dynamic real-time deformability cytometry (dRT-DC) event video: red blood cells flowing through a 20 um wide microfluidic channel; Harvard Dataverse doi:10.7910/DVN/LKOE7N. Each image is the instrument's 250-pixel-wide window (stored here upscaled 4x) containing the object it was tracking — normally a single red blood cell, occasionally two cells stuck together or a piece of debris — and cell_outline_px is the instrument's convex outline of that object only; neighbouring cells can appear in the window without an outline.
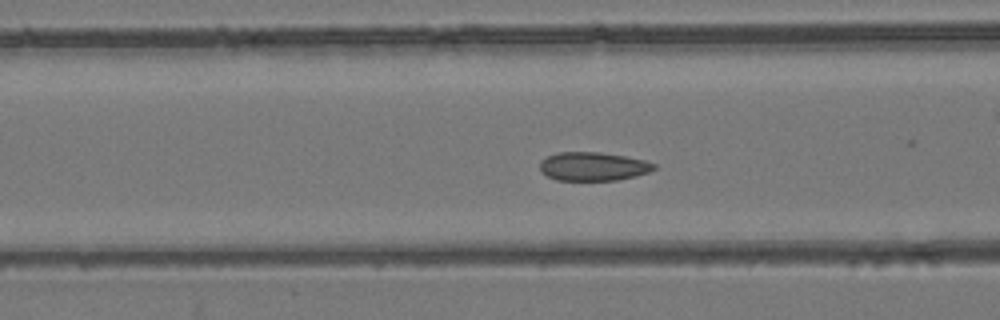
{"species": "common noctule bat (a hibernating species)", "species_latin": "Nyctalus noctula", "temperature_condition": "room temperature", "stored_images_in_passage": 54, "segment_of_instrument_passage": [1, 2], "camera_frame_rate_fps": 3000, "um_per_image_px": 0.085, "animal": {"sex": "female", "body_mass_g": 24.6, "forearm_length_mm": 56.2}, "frame": {"image": 1, "passage_image": 20, "time_ms": 6.333, "image_size_px": [1000, 320], "cell_outline_px": [[656, 168], [648, 172], [636, 176], [616, 180], [556, 180], [540, 172], [540, 160], [556, 152], [600, 152], [624, 156], [644, 160], [656, 164]], "centroid_in_image_um": [50.39, 14.14], "position_along_channel_um": 116.2, "area_um2": 19.07}}
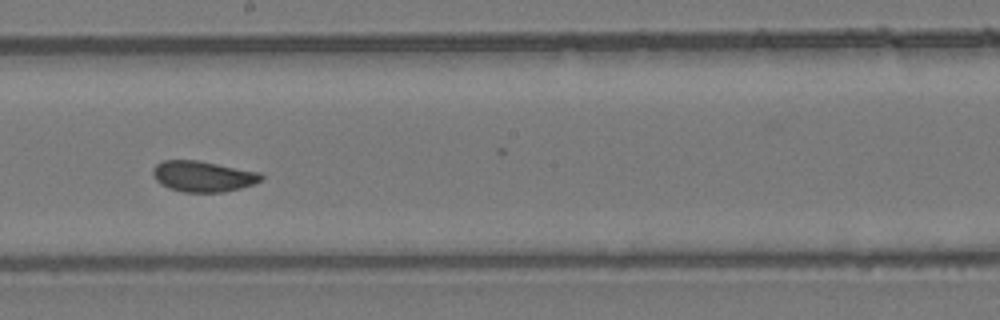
{"frame": {"image": 2, "passage_image": 29, "time_ms": 9.333, "image_size_px": [1000, 320], "cell_outline_px": [[264, 176], [260, 180], [252, 184], [240, 188], [224, 192], [184, 192], [168, 188], [160, 184], [156, 180], [152, 172], [152, 168], [156, 164], [164, 160], [196, 160], [260, 172]], "centroid_in_image_um": [17.22, 14.99], "position_along_channel_um": 231.0, "area_um2": 19.36}}
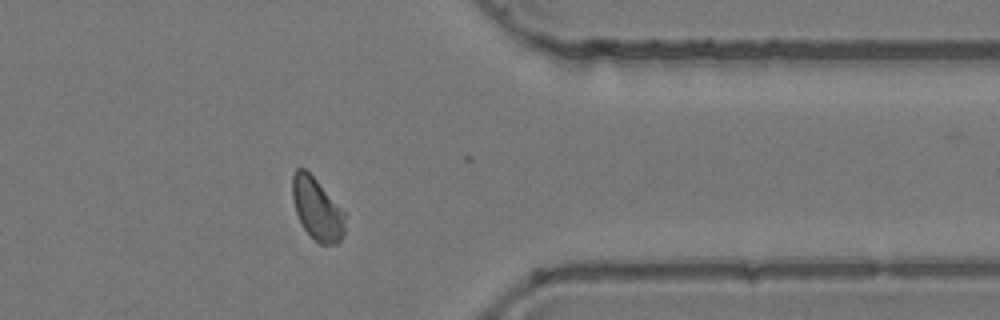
{"frame": {"image": 3, "passage_image": 42, "time_ms": 13.667, "image_size_px": [1000, 320], "cell_outline_px": [[348, 212], [344, 236], [336, 244], [320, 244], [304, 228], [296, 212], [292, 200], [292, 176], [296, 168], [304, 168]], "centroid_in_image_um": [27.01, 17.76], "position_along_channel_um": 384.4, "area_um2": 19.42}}